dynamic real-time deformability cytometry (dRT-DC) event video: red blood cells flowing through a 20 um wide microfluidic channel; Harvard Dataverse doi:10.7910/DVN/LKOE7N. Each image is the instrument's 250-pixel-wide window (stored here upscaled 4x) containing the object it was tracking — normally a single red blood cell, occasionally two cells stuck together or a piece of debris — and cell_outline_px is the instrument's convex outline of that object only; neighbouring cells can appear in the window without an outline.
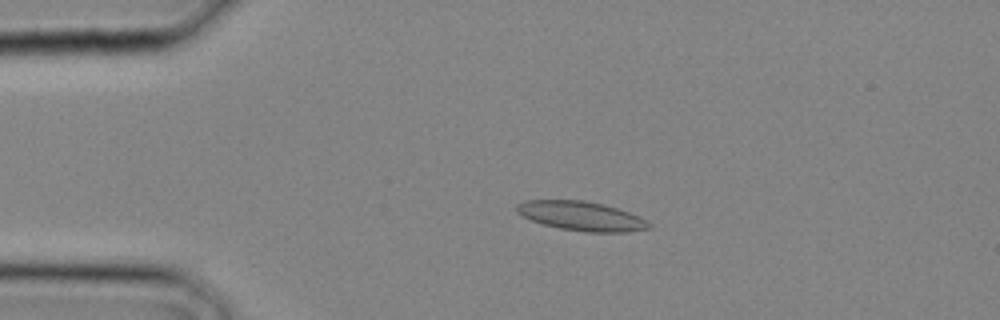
{"species": "common noctule bat (a hibernating species)", "species_latin": "Nyctalus noctula", "temperature_condition": "cold", "stored_images_in_passage": 19, "camera_frame_rate_fps": 3000, "um_per_image_px": 0.085, "animal": {"sex": "male", "body_mass_g": 20.4}, "frame": {"image": 1, "passage_image": 7, "time_ms": 2.0, "image_size_px": [1000, 320], "cell_outline_px": [[652, 228], [628, 232], [588, 232], [560, 228], [544, 224], [532, 220], [516, 212], [516, 204], [524, 200], [584, 200], [604, 204], [628, 212], [652, 224]], "centroid_in_image_um": [49.4, 18.36], "position_along_channel_um": 35.6, "area_um2": 22.37}}
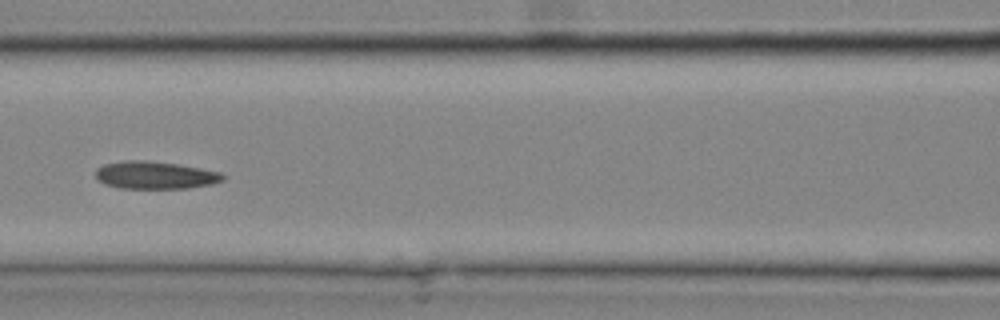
{"frame": {"image": 2, "passage_image": 14, "time_ms": 4.333, "image_size_px": [1000, 320], "cell_outline_px": [[224, 180], [212, 184], [188, 188], [120, 188], [104, 184], [96, 176], [96, 168], [104, 164], [124, 160], [144, 160], [180, 164], [220, 172], [224, 176]], "centroid_in_image_um": [13.18, 14.88], "position_along_channel_um": 153.4, "area_um2": 20.46}}
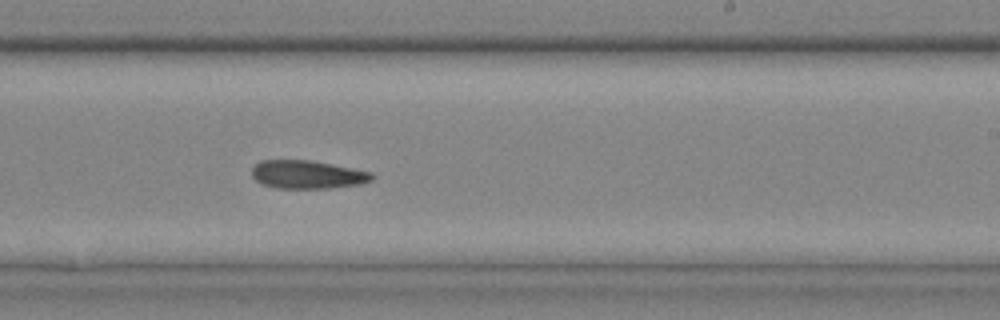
{"frame": {"image": 3, "passage_image": 19, "time_ms": 6.0, "image_size_px": [1000, 320], "cell_outline_px": [[376, 176], [372, 180], [360, 184], [332, 188], [276, 188], [264, 184], [256, 180], [252, 176], [252, 168], [260, 160], [312, 160], [372, 172]], "centroid_in_image_um": [26.15, 14.83], "position_along_channel_um": 262.8, "area_um2": 19.83}}